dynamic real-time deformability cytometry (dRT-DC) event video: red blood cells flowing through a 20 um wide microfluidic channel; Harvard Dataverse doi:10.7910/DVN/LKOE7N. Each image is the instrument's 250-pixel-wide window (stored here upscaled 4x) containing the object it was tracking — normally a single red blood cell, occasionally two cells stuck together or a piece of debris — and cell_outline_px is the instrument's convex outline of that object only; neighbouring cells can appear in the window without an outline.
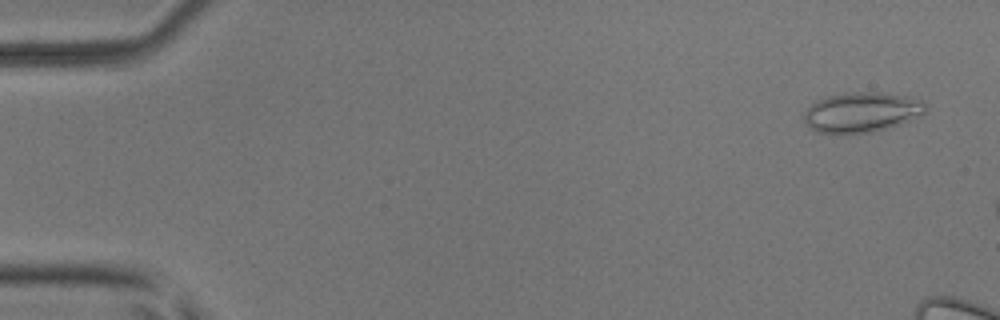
{"species": "common noctule bat (a hibernating species)", "species_latin": "Nyctalus noctula", "temperature_condition": "room temperature", "stored_images_in_passage": 9, "camera_frame_rate_fps": 3000, "um_per_image_px": 0.085, "animal": {"sex": "male", "body_mass_g": 17.9, "forearm_length_mm": 54.2}, "frame": {"image": 1, "passage_image": 3, "time_ms": 0.667, "image_size_px": [1000, 320], "cell_outline_px": [[928, 108], [924, 112], [892, 128], [872, 132], [816, 132], [804, 120], [804, 112], [816, 100], [828, 96], [844, 92], [880, 92], [904, 96], [924, 100]], "centroid_in_image_um": [73.26, 9.52], "position_along_channel_um": 11.7, "area_um2": 28.09}}